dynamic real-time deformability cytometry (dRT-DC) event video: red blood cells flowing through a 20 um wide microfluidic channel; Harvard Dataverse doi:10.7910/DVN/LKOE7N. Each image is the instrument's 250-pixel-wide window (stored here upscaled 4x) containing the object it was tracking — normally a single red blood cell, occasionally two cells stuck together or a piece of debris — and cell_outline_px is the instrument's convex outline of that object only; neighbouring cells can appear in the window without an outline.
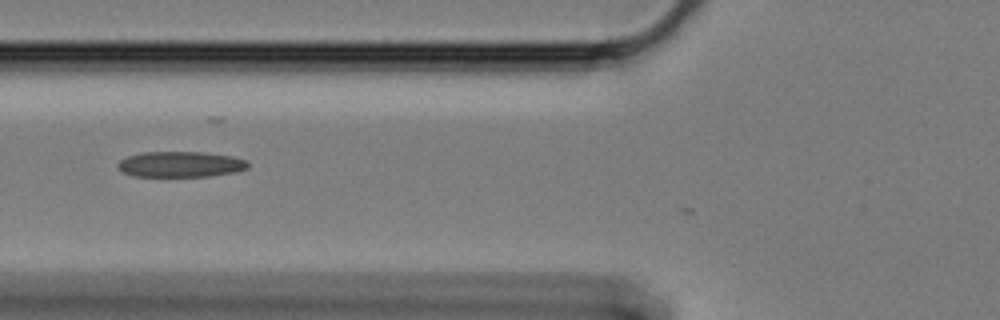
{"species": "Egyptian fruit bat (a non-hibernating species)", "species_latin": "Rousettus aegyptiacus", "temperature_condition": "cold", "stored_images_in_passage": 8, "camera_frame_rate_fps": 3000, "um_per_image_px": 0.085, "animal": {"sex": "female"}, "frame": {"image": 1, "passage_image": 6, "time_ms": 1.667, "image_size_px": [1000, 320], "cell_outline_px": [[248, 168], [236, 172], [208, 176], [132, 176], [124, 172], [116, 164], [120, 160], [128, 156], [144, 152], [204, 152], [232, 156], [244, 160], [248, 164]], "centroid_in_image_um": [15.34, 13.96], "position_along_channel_um": 110.5, "area_um2": 19.31}}